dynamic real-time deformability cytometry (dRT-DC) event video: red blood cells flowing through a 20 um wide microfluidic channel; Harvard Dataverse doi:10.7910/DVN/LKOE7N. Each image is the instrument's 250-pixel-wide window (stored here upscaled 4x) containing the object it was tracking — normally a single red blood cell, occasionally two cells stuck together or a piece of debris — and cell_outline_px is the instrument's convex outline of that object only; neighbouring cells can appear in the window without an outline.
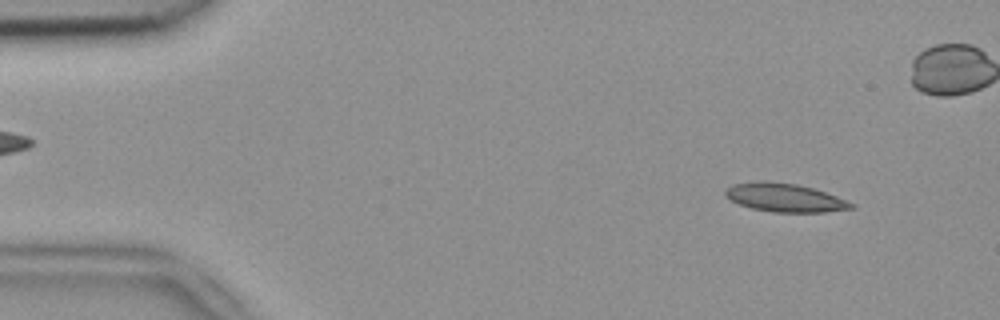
{"species": "common noctule bat (a hibernating species)", "species_latin": "Nyctalus noctula", "temperature_condition": "room temperature", "stored_images_in_passage": 53, "camera_frame_rate_fps": 3000, "um_per_image_px": 0.085, "animal": {"sex": "female", "body_mass_g": 18.4}, "frame": {"image": 1, "passage_image": 5, "time_ms": 1.333, "image_size_px": [1000, 320], "cell_outline_px": [[856, 208], [824, 212], [772, 212], [752, 208], [740, 204], [724, 196], [724, 192], [732, 184], [760, 180], [764, 180], [796, 184], [812, 188], [836, 196], [856, 204]], "centroid_in_image_um": [66.71, 16.79], "position_along_channel_um": 18.3, "area_um2": 20.87}}
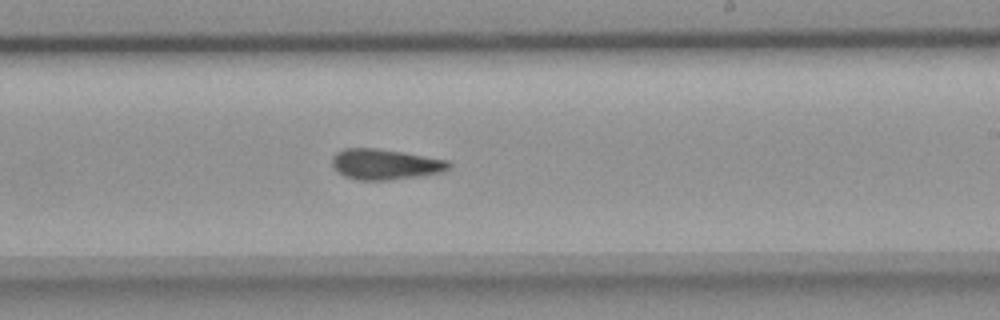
{"frame": {"image": 2, "passage_image": 31, "time_ms": 10.0, "image_size_px": [1000, 320], "cell_outline_px": [[452, 164], [448, 168], [440, 172], [416, 176], [388, 180], [356, 180], [344, 176], [336, 172], [332, 164], [332, 156], [336, 152], [344, 148], [376, 148], [448, 160]], "centroid_in_image_um": [32.66, 13.96], "position_along_channel_um": 256.3, "area_um2": 20.63}}
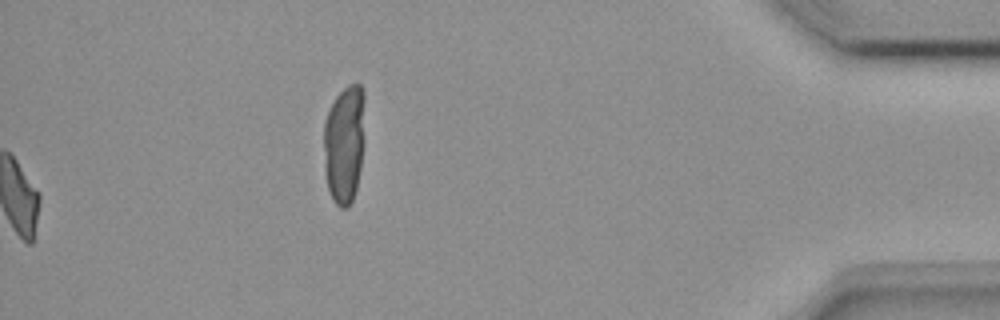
{"frame": {"image": 3, "passage_image": 53, "time_ms": 17.333, "image_size_px": [1000, 320], "cell_outline_px": [[364, 144], [360, 168], [356, 188], [352, 200], [348, 208], [340, 208], [332, 200], [328, 188], [324, 172], [324, 124], [328, 112], [336, 96], [348, 84], [356, 80], [364, 88]], "centroid_in_image_um": [29.28, 12.2], "position_along_channel_um": 405.9, "area_um2": 28.96}, "authors_computed_cell_mechanics": {"area_um2": 20.5768, "velocity_mm_per_s": 3.8281, "shape_relaxation_time_tau1_ms": null, "shape_relaxation_time_tau2_ms": 6.5983, "deformation_change_tau1": null, "deformation_change_tau2": 0.1553}}